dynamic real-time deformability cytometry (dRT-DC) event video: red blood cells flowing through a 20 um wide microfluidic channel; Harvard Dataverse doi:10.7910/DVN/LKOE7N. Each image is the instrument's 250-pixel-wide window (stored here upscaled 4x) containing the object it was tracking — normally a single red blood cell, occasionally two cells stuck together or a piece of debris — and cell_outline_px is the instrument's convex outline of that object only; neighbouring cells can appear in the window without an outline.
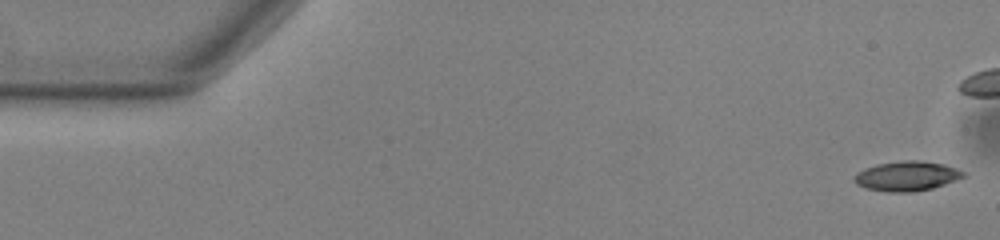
{"species": "common noctule bat (a hibernating species)", "species_latin": "Nyctalus noctula", "temperature_condition": "warm", "stored_images_in_passage": 44, "camera_frame_rate_fps": 3000, "um_per_image_px": 0.085, "animal": {"sex": "male", "body_mass_g": 13.0, "forearm_length_mm": 53.1}, "frame": {"image": 1, "passage_image": 1, "time_ms": 0.0, "image_size_px": [1000, 240], "cell_outline_px": [[968, 176], [932, 188], [912, 192], [888, 192], [864, 188], [856, 184], [852, 180], [852, 176], [856, 172], [864, 168], [876, 164], [904, 160], [920, 160], [944, 164], [956, 168], [964, 172]], "centroid_in_image_um": [77.04, 14.96], "position_along_channel_um": 8.0, "area_um2": 19.19}}
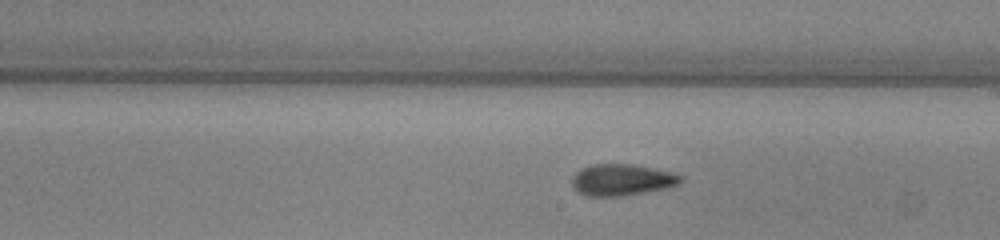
{"frame": {"image": 2, "passage_image": 30, "time_ms": 9.667, "image_size_px": [1000, 240], "cell_outline_px": [[684, 180], [680, 184], [668, 188], [620, 196], [588, 196], [580, 192], [572, 184], [572, 176], [580, 168], [592, 164], [632, 164], [672, 172], [684, 176]], "centroid_in_image_um": [52.9, 15.28], "position_along_channel_um": 236.1, "area_um2": 20.0}}
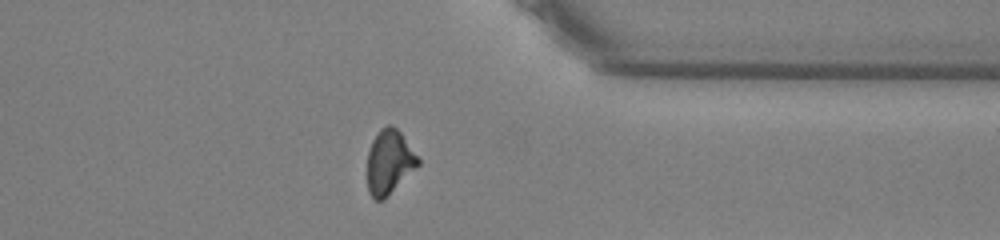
{"frame": {"image": 3, "passage_image": 42, "time_ms": 13.667, "image_size_px": [1000, 240], "cell_outline_px": [[420, 164], [384, 200], [376, 200], [368, 192], [368, 152], [372, 140], [380, 128], [388, 124], [392, 124], [400, 132], [420, 160]], "centroid_in_image_um": [33.08, 13.77], "position_along_channel_um": 378.3, "area_um2": 18.9}}